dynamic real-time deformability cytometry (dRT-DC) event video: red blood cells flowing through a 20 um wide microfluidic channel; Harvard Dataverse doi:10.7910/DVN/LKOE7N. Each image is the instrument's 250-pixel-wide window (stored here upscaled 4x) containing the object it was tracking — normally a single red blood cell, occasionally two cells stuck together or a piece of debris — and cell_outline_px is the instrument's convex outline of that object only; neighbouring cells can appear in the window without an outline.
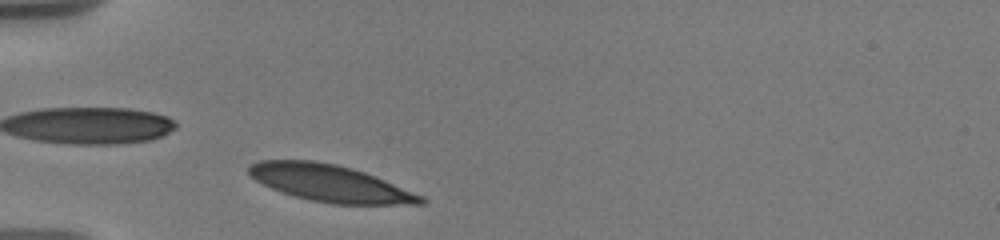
{"species": "human", "species_latin": "Homo sapiens", "temperature_condition": "warm", "stored_images_in_passage": 65, "camera_frame_rate_fps": 3000, "um_per_image_px": 0.085, "donor": {"sex": "male"}, "frame": {"image": 1, "passage_image": 3, "time_ms": 0.333, "image_size_px": [1000, 240], "cell_outline_px": [[428, 200], [424, 204], [332, 204], [292, 196], [280, 192], [256, 180], [248, 172], [248, 168], [252, 164], [260, 160], [312, 160], [336, 164], [352, 168], [364, 172], [424, 196]], "centroid_in_image_um": [28.07, 15.58], "position_along_channel_um": 56.9, "area_um2": 36.7}}
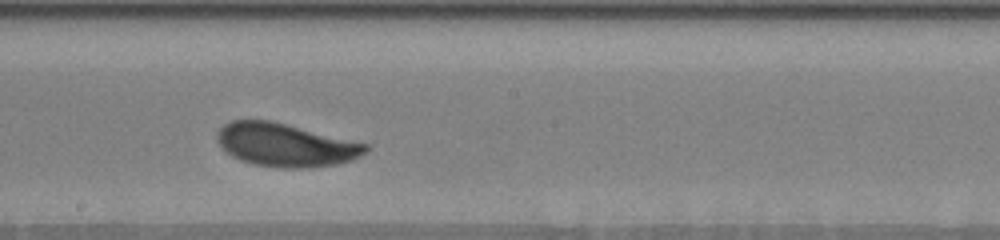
{"frame": {"image": 2, "passage_image": 32, "time_ms": 5.333, "image_size_px": [1000, 240], "cell_outline_px": [[368, 152], [352, 160], [336, 164], [308, 168], [280, 168], [256, 164], [240, 160], [232, 156], [216, 140], [216, 136], [220, 128], [224, 124], [232, 120], [268, 120], [368, 144]], "centroid_in_image_um": [24.27, 12.33], "position_along_channel_um": 223.9, "area_um2": 36.99}}
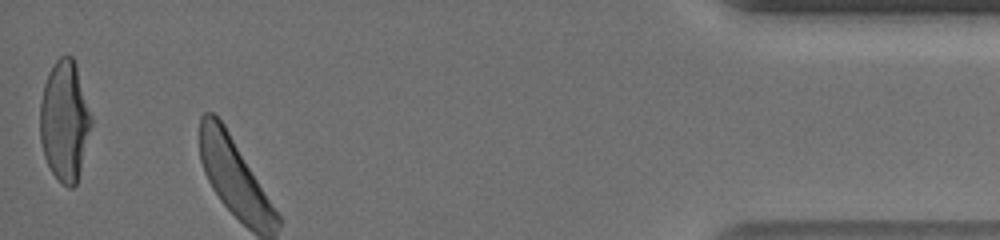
{"frame": {"image": 3, "passage_image": 64, "time_ms": 12.0, "image_size_px": [1000, 240], "cell_outline_px": [[92, 124], [76, 184], [72, 188], [68, 188], [52, 172], [44, 156], [40, 140], [40, 100], [44, 84], [48, 72], [52, 64], [60, 56], [72, 56], [76, 64], [92, 116]], "centroid_in_image_um": [5.49, 10.24], "position_along_channel_um": 429.7, "area_um2": 35.84}, "authors_computed_cell_mechanics": {"area_um2": 37.3966, "velocity_mm_per_s": 3.6099, "shape_relaxation_time_tau1_ms": 2.0992, "shape_relaxation_time_tau2_ms": null, "deformation_change_tau1": 0.1304, "deformation_change_tau2": null}}